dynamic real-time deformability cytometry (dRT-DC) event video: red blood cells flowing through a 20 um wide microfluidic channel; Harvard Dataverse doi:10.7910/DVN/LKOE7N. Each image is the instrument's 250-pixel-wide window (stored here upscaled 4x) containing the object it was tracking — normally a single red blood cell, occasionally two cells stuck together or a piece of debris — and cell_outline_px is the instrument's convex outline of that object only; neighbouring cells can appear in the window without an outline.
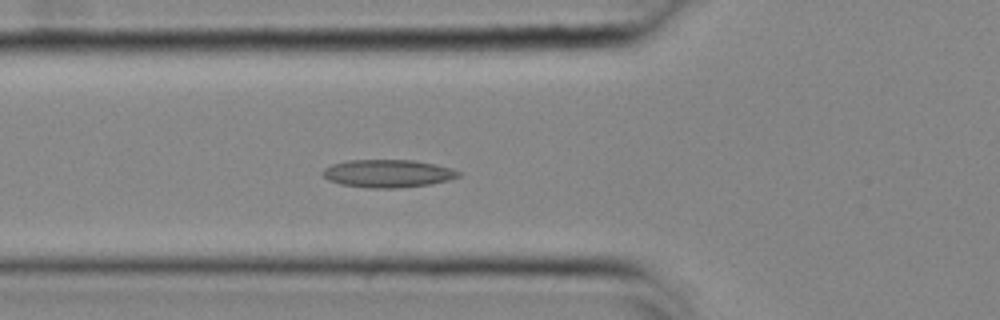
{"species": "common noctule bat (a hibernating species)", "species_latin": "Nyctalus noctula", "temperature_condition": "cold", "stored_images_in_passage": 43, "camera_frame_rate_fps": 3000, "um_per_image_px": 0.085, "animal": {"sex": "female", "body_mass_g": 25.1}, "frame": {"image": 1, "passage_image": 20, "time_ms": 6.333, "image_size_px": [1000, 320], "cell_outline_px": [[460, 176], [448, 180], [432, 184], [396, 188], [372, 188], [340, 184], [328, 180], [320, 172], [324, 168], [332, 164], [348, 160], [412, 160], [436, 164], [452, 168], [460, 172]], "centroid_in_image_um": [32.96, 14.74], "position_along_channel_um": 92.8, "area_um2": 22.08}}
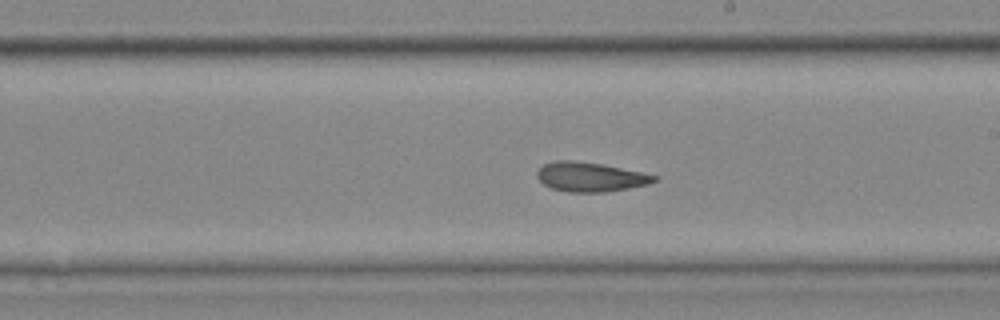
{"frame": {"image": 2, "passage_image": 32, "time_ms": 10.333, "image_size_px": [1000, 320], "cell_outline_px": [[660, 180], [648, 184], [628, 188], [604, 192], [568, 192], [552, 188], [544, 184], [536, 176], [536, 172], [544, 164], [556, 160], [572, 160], [604, 164], [660, 176]], "centroid_in_image_um": [50.21, 15.03], "position_along_channel_um": 238.8, "area_um2": 20.17}}
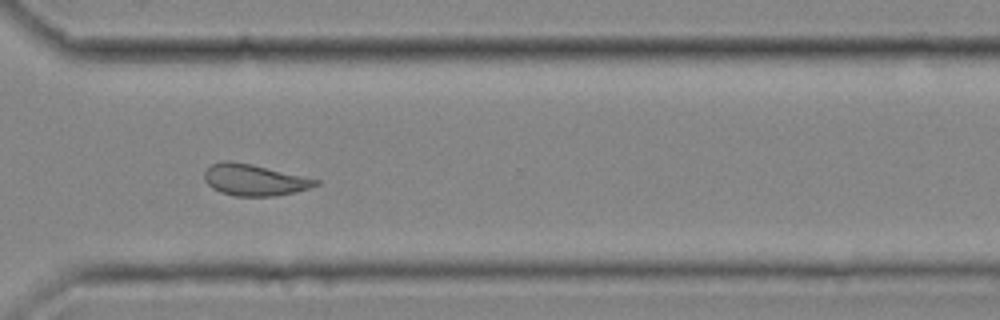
{"frame": {"image": 3, "passage_image": 41, "time_ms": 13.333, "image_size_px": [1000, 320], "cell_outline_px": [[320, 184], [308, 188], [292, 192], [272, 196], [236, 196], [220, 192], [212, 188], [204, 180], [204, 172], [212, 164], [224, 160], [228, 160], [252, 164], [320, 180]], "centroid_in_image_um": [21.58, 15.29], "position_along_channel_um": 349.0, "area_um2": 20.17}, "authors_computed_cell_mechanics": {"area_um2": 21.3282, "velocity_mm_per_s": 3.6496, "shape_relaxation_time_tau1_ms": null, "shape_relaxation_time_tau2_ms": 3.589, "deformation_change_tau1": null, "deformation_change_tau2": 0.1141}}